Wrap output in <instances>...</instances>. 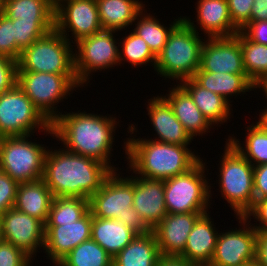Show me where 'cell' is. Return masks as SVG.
<instances>
[{"label": "cell", "mask_w": 267, "mask_h": 266, "mask_svg": "<svg viewBox=\"0 0 267 266\" xmlns=\"http://www.w3.org/2000/svg\"><path fill=\"white\" fill-rule=\"evenodd\" d=\"M161 256L153 231L141 230L112 262L113 266H157Z\"/></svg>", "instance_id": "25"}, {"label": "cell", "mask_w": 267, "mask_h": 266, "mask_svg": "<svg viewBox=\"0 0 267 266\" xmlns=\"http://www.w3.org/2000/svg\"><path fill=\"white\" fill-rule=\"evenodd\" d=\"M169 92L167 97L163 96V98L169 103L174 115L182 123L190 137L193 139L198 134L199 136H202L203 133L206 134L205 132L212 125L194 104L188 92L179 84Z\"/></svg>", "instance_id": "24"}, {"label": "cell", "mask_w": 267, "mask_h": 266, "mask_svg": "<svg viewBox=\"0 0 267 266\" xmlns=\"http://www.w3.org/2000/svg\"><path fill=\"white\" fill-rule=\"evenodd\" d=\"M53 194L41 179L18 185L14 208L30 216L47 222Z\"/></svg>", "instance_id": "26"}, {"label": "cell", "mask_w": 267, "mask_h": 266, "mask_svg": "<svg viewBox=\"0 0 267 266\" xmlns=\"http://www.w3.org/2000/svg\"><path fill=\"white\" fill-rule=\"evenodd\" d=\"M220 160L219 188L237 217H245L255 202L254 166L229 142Z\"/></svg>", "instance_id": "5"}, {"label": "cell", "mask_w": 267, "mask_h": 266, "mask_svg": "<svg viewBox=\"0 0 267 266\" xmlns=\"http://www.w3.org/2000/svg\"><path fill=\"white\" fill-rule=\"evenodd\" d=\"M34 128L54 136L51 123L16 83L0 94V137L30 135Z\"/></svg>", "instance_id": "10"}, {"label": "cell", "mask_w": 267, "mask_h": 266, "mask_svg": "<svg viewBox=\"0 0 267 266\" xmlns=\"http://www.w3.org/2000/svg\"><path fill=\"white\" fill-rule=\"evenodd\" d=\"M140 13L136 19L137 23L136 28L133 29V32L148 44L151 51L157 56L163 49L166 44L168 37L171 31L183 20V18H178L173 21L169 28L161 25L159 20L154 18L152 15H145ZM142 16V17H141ZM140 17V19L138 18ZM142 18V19H141Z\"/></svg>", "instance_id": "34"}, {"label": "cell", "mask_w": 267, "mask_h": 266, "mask_svg": "<svg viewBox=\"0 0 267 266\" xmlns=\"http://www.w3.org/2000/svg\"><path fill=\"white\" fill-rule=\"evenodd\" d=\"M157 266H198V264L190 262L180 256H161Z\"/></svg>", "instance_id": "48"}, {"label": "cell", "mask_w": 267, "mask_h": 266, "mask_svg": "<svg viewBox=\"0 0 267 266\" xmlns=\"http://www.w3.org/2000/svg\"><path fill=\"white\" fill-rule=\"evenodd\" d=\"M195 26L189 18L183 17L157 55L155 71L165 79L172 78L180 82L192 78L199 69L204 42Z\"/></svg>", "instance_id": "4"}, {"label": "cell", "mask_w": 267, "mask_h": 266, "mask_svg": "<svg viewBox=\"0 0 267 266\" xmlns=\"http://www.w3.org/2000/svg\"><path fill=\"white\" fill-rule=\"evenodd\" d=\"M55 266H113V262L103 247L89 239L76 246Z\"/></svg>", "instance_id": "35"}, {"label": "cell", "mask_w": 267, "mask_h": 266, "mask_svg": "<svg viewBox=\"0 0 267 266\" xmlns=\"http://www.w3.org/2000/svg\"><path fill=\"white\" fill-rule=\"evenodd\" d=\"M17 83V61L0 55V94Z\"/></svg>", "instance_id": "42"}, {"label": "cell", "mask_w": 267, "mask_h": 266, "mask_svg": "<svg viewBox=\"0 0 267 266\" xmlns=\"http://www.w3.org/2000/svg\"><path fill=\"white\" fill-rule=\"evenodd\" d=\"M267 20V0H254L250 13V21Z\"/></svg>", "instance_id": "47"}, {"label": "cell", "mask_w": 267, "mask_h": 266, "mask_svg": "<svg viewBox=\"0 0 267 266\" xmlns=\"http://www.w3.org/2000/svg\"><path fill=\"white\" fill-rule=\"evenodd\" d=\"M242 266H258V264L256 263V261H254V262H250L245 265H242Z\"/></svg>", "instance_id": "51"}, {"label": "cell", "mask_w": 267, "mask_h": 266, "mask_svg": "<svg viewBox=\"0 0 267 266\" xmlns=\"http://www.w3.org/2000/svg\"><path fill=\"white\" fill-rule=\"evenodd\" d=\"M134 184L133 212L142 230H152L167 215L164 181L135 176L127 177Z\"/></svg>", "instance_id": "16"}, {"label": "cell", "mask_w": 267, "mask_h": 266, "mask_svg": "<svg viewBox=\"0 0 267 266\" xmlns=\"http://www.w3.org/2000/svg\"><path fill=\"white\" fill-rule=\"evenodd\" d=\"M197 23L208 38L230 37L239 30L233 25L227 0H199Z\"/></svg>", "instance_id": "23"}, {"label": "cell", "mask_w": 267, "mask_h": 266, "mask_svg": "<svg viewBox=\"0 0 267 266\" xmlns=\"http://www.w3.org/2000/svg\"><path fill=\"white\" fill-rule=\"evenodd\" d=\"M233 25L240 31L250 22L254 0H227Z\"/></svg>", "instance_id": "40"}, {"label": "cell", "mask_w": 267, "mask_h": 266, "mask_svg": "<svg viewBox=\"0 0 267 266\" xmlns=\"http://www.w3.org/2000/svg\"><path fill=\"white\" fill-rule=\"evenodd\" d=\"M250 216H253L260 223L259 226L252 227L258 233H267V198L259 199L254 202L251 210L245 215L247 219H251Z\"/></svg>", "instance_id": "44"}, {"label": "cell", "mask_w": 267, "mask_h": 266, "mask_svg": "<svg viewBox=\"0 0 267 266\" xmlns=\"http://www.w3.org/2000/svg\"><path fill=\"white\" fill-rule=\"evenodd\" d=\"M209 217L206 212L197 219L180 257L198 265L210 264L219 233L213 227Z\"/></svg>", "instance_id": "22"}, {"label": "cell", "mask_w": 267, "mask_h": 266, "mask_svg": "<svg viewBox=\"0 0 267 266\" xmlns=\"http://www.w3.org/2000/svg\"><path fill=\"white\" fill-rule=\"evenodd\" d=\"M18 183L0 170V217L9 208H13Z\"/></svg>", "instance_id": "41"}, {"label": "cell", "mask_w": 267, "mask_h": 266, "mask_svg": "<svg viewBox=\"0 0 267 266\" xmlns=\"http://www.w3.org/2000/svg\"><path fill=\"white\" fill-rule=\"evenodd\" d=\"M148 115L158 138L155 141L176 145H188L191 137L176 118L169 103L161 96L148 102Z\"/></svg>", "instance_id": "20"}, {"label": "cell", "mask_w": 267, "mask_h": 266, "mask_svg": "<svg viewBox=\"0 0 267 266\" xmlns=\"http://www.w3.org/2000/svg\"><path fill=\"white\" fill-rule=\"evenodd\" d=\"M200 86L213 93L221 95L228 102L232 94H243L251 91L256 86L249 80L246 74L196 72L192 77Z\"/></svg>", "instance_id": "29"}, {"label": "cell", "mask_w": 267, "mask_h": 266, "mask_svg": "<svg viewBox=\"0 0 267 266\" xmlns=\"http://www.w3.org/2000/svg\"><path fill=\"white\" fill-rule=\"evenodd\" d=\"M125 154L129 168L141 177L166 180L193 168L201 159L190 151L188 145H176L151 139L128 138Z\"/></svg>", "instance_id": "3"}, {"label": "cell", "mask_w": 267, "mask_h": 266, "mask_svg": "<svg viewBox=\"0 0 267 266\" xmlns=\"http://www.w3.org/2000/svg\"><path fill=\"white\" fill-rule=\"evenodd\" d=\"M139 0H96L99 19L103 30H121L135 22L143 12Z\"/></svg>", "instance_id": "28"}, {"label": "cell", "mask_w": 267, "mask_h": 266, "mask_svg": "<svg viewBox=\"0 0 267 266\" xmlns=\"http://www.w3.org/2000/svg\"><path fill=\"white\" fill-rule=\"evenodd\" d=\"M112 172L101 188L89 198L92 216L116 219L129 226H139L133 212L134 184Z\"/></svg>", "instance_id": "11"}, {"label": "cell", "mask_w": 267, "mask_h": 266, "mask_svg": "<svg viewBox=\"0 0 267 266\" xmlns=\"http://www.w3.org/2000/svg\"><path fill=\"white\" fill-rule=\"evenodd\" d=\"M12 21L16 42V61L24 49L55 29V22H26L20 19H12Z\"/></svg>", "instance_id": "36"}, {"label": "cell", "mask_w": 267, "mask_h": 266, "mask_svg": "<svg viewBox=\"0 0 267 266\" xmlns=\"http://www.w3.org/2000/svg\"><path fill=\"white\" fill-rule=\"evenodd\" d=\"M206 212L167 213L153 229L161 255L179 256L197 219Z\"/></svg>", "instance_id": "19"}, {"label": "cell", "mask_w": 267, "mask_h": 266, "mask_svg": "<svg viewBox=\"0 0 267 266\" xmlns=\"http://www.w3.org/2000/svg\"><path fill=\"white\" fill-rule=\"evenodd\" d=\"M30 136L0 137V170L18 184L35 182L43 177L48 150L28 141Z\"/></svg>", "instance_id": "7"}, {"label": "cell", "mask_w": 267, "mask_h": 266, "mask_svg": "<svg viewBox=\"0 0 267 266\" xmlns=\"http://www.w3.org/2000/svg\"><path fill=\"white\" fill-rule=\"evenodd\" d=\"M115 30H102L75 43L74 70L78 82L83 86L91 71L105 70L119 63V50L113 34Z\"/></svg>", "instance_id": "12"}, {"label": "cell", "mask_w": 267, "mask_h": 266, "mask_svg": "<svg viewBox=\"0 0 267 266\" xmlns=\"http://www.w3.org/2000/svg\"><path fill=\"white\" fill-rule=\"evenodd\" d=\"M30 262L31 258L10 242L0 243V266H30Z\"/></svg>", "instance_id": "39"}, {"label": "cell", "mask_w": 267, "mask_h": 266, "mask_svg": "<svg viewBox=\"0 0 267 266\" xmlns=\"http://www.w3.org/2000/svg\"><path fill=\"white\" fill-rule=\"evenodd\" d=\"M256 263L258 266H267V233H258Z\"/></svg>", "instance_id": "46"}, {"label": "cell", "mask_w": 267, "mask_h": 266, "mask_svg": "<svg viewBox=\"0 0 267 266\" xmlns=\"http://www.w3.org/2000/svg\"><path fill=\"white\" fill-rule=\"evenodd\" d=\"M0 55L16 61L13 21L0 11Z\"/></svg>", "instance_id": "38"}, {"label": "cell", "mask_w": 267, "mask_h": 266, "mask_svg": "<svg viewBox=\"0 0 267 266\" xmlns=\"http://www.w3.org/2000/svg\"><path fill=\"white\" fill-rule=\"evenodd\" d=\"M71 42L56 29L21 52L17 71L75 75Z\"/></svg>", "instance_id": "6"}, {"label": "cell", "mask_w": 267, "mask_h": 266, "mask_svg": "<svg viewBox=\"0 0 267 266\" xmlns=\"http://www.w3.org/2000/svg\"><path fill=\"white\" fill-rule=\"evenodd\" d=\"M0 11L10 19L26 22H55L53 0H3Z\"/></svg>", "instance_id": "30"}, {"label": "cell", "mask_w": 267, "mask_h": 266, "mask_svg": "<svg viewBox=\"0 0 267 266\" xmlns=\"http://www.w3.org/2000/svg\"><path fill=\"white\" fill-rule=\"evenodd\" d=\"M238 219L244 228L218 234L209 266H242L256 261L258 232L247 223L246 217Z\"/></svg>", "instance_id": "14"}, {"label": "cell", "mask_w": 267, "mask_h": 266, "mask_svg": "<svg viewBox=\"0 0 267 266\" xmlns=\"http://www.w3.org/2000/svg\"><path fill=\"white\" fill-rule=\"evenodd\" d=\"M253 185L255 201L267 198V163L254 166Z\"/></svg>", "instance_id": "45"}, {"label": "cell", "mask_w": 267, "mask_h": 266, "mask_svg": "<svg viewBox=\"0 0 267 266\" xmlns=\"http://www.w3.org/2000/svg\"><path fill=\"white\" fill-rule=\"evenodd\" d=\"M55 29L68 40L66 31L70 29L76 43L102 31L96 0H58L55 3Z\"/></svg>", "instance_id": "13"}, {"label": "cell", "mask_w": 267, "mask_h": 266, "mask_svg": "<svg viewBox=\"0 0 267 266\" xmlns=\"http://www.w3.org/2000/svg\"><path fill=\"white\" fill-rule=\"evenodd\" d=\"M89 212V199L82 197H54L45 226L74 223Z\"/></svg>", "instance_id": "32"}, {"label": "cell", "mask_w": 267, "mask_h": 266, "mask_svg": "<svg viewBox=\"0 0 267 266\" xmlns=\"http://www.w3.org/2000/svg\"><path fill=\"white\" fill-rule=\"evenodd\" d=\"M207 39L203 43L200 67L196 72L246 74L240 46V31L230 37Z\"/></svg>", "instance_id": "17"}, {"label": "cell", "mask_w": 267, "mask_h": 266, "mask_svg": "<svg viewBox=\"0 0 267 266\" xmlns=\"http://www.w3.org/2000/svg\"><path fill=\"white\" fill-rule=\"evenodd\" d=\"M240 46L246 75L257 86L262 80L267 78V45L250 41L240 31Z\"/></svg>", "instance_id": "33"}, {"label": "cell", "mask_w": 267, "mask_h": 266, "mask_svg": "<svg viewBox=\"0 0 267 266\" xmlns=\"http://www.w3.org/2000/svg\"><path fill=\"white\" fill-rule=\"evenodd\" d=\"M247 130L245 147H242L240 141L233 137H230L228 141L253 166L267 163V127L259 119L256 125L248 126Z\"/></svg>", "instance_id": "31"}, {"label": "cell", "mask_w": 267, "mask_h": 266, "mask_svg": "<svg viewBox=\"0 0 267 266\" xmlns=\"http://www.w3.org/2000/svg\"><path fill=\"white\" fill-rule=\"evenodd\" d=\"M179 84L188 92L194 104L211 125L225 123L227 118H230L231 104L221 95L200 86L193 78L183 80Z\"/></svg>", "instance_id": "27"}, {"label": "cell", "mask_w": 267, "mask_h": 266, "mask_svg": "<svg viewBox=\"0 0 267 266\" xmlns=\"http://www.w3.org/2000/svg\"><path fill=\"white\" fill-rule=\"evenodd\" d=\"M112 171L103 163L61 150H48L42 180L54 197L89 199Z\"/></svg>", "instance_id": "1"}, {"label": "cell", "mask_w": 267, "mask_h": 266, "mask_svg": "<svg viewBox=\"0 0 267 266\" xmlns=\"http://www.w3.org/2000/svg\"><path fill=\"white\" fill-rule=\"evenodd\" d=\"M17 85L51 124L60 115L54 105L81 86L76 75L29 71H17Z\"/></svg>", "instance_id": "8"}, {"label": "cell", "mask_w": 267, "mask_h": 266, "mask_svg": "<svg viewBox=\"0 0 267 266\" xmlns=\"http://www.w3.org/2000/svg\"><path fill=\"white\" fill-rule=\"evenodd\" d=\"M203 163L201 159L186 173L164 180L167 213L207 212L211 190Z\"/></svg>", "instance_id": "9"}, {"label": "cell", "mask_w": 267, "mask_h": 266, "mask_svg": "<svg viewBox=\"0 0 267 266\" xmlns=\"http://www.w3.org/2000/svg\"><path fill=\"white\" fill-rule=\"evenodd\" d=\"M115 122L112 117L72 112L60 113L51 126L66 151L95 159L114 172L116 168L109 165V157L115 138Z\"/></svg>", "instance_id": "2"}, {"label": "cell", "mask_w": 267, "mask_h": 266, "mask_svg": "<svg viewBox=\"0 0 267 266\" xmlns=\"http://www.w3.org/2000/svg\"><path fill=\"white\" fill-rule=\"evenodd\" d=\"M250 41L267 45V20L250 21L240 30Z\"/></svg>", "instance_id": "43"}, {"label": "cell", "mask_w": 267, "mask_h": 266, "mask_svg": "<svg viewBox=\"0 0 267 266\" xmlns=\"http://www.w3.org/2000/svg\"><path fill=\"white\" fill-rule=\"evenodd\" d=\"M91 224L92 214L89 211L74 223L45 226L44 249L52 263L57 265L76 246L91 239Z\"/></svg>", "instance_id": "18"}, {"label": "cell", "mask_w": 267, "mask_h": 266, "mask_svg": "<svg viewBox=\"0 0 267 266\" xmlns=\"http://www.w3.org/2000/svg\"><path fill=\"white\" fill-rule=\"evenodd\" d=\"M4 240L3 238V233H2V230H1V223H0V243Z\"/></svg>", "instance_id": "52"}, {"label": "cell", "mask_w": 267, "mask_h": 266, "mask_svg": "<svg viewBox=\"0 0 267 266\" xmlns=\"http://www.w3.org/2000/svg\"><path fill=\"white\" fill-rule=\"evenodd\" d=\"M260 120L265 124V126L267 127V112H262L260 114Z\"/></svg>", "instance_id": "50"}, {"label": "cell", "mask_w": 267, "mask_h": 266, "mask_svg": "<svg viewBox=\"0 0 267 266\" xmlns=\"http://www.w3.org/2000/svg\"><path fill=\"white\" fill-rule=\"evenodd\" d=\"M119 44H122L121 47H123L122 52L121 50L119 51V62L125 60L130 62L134 67L144 65V63L154 62L153 65L155 68L157 56L151 51L143 38L139 37L134 32H131L123 39V42H119ZM122 53H124V56Z\"/></svg>", "instance_id": "37"}, {"label": "cell", "mask_w": 267, "mask_h": 266, "mask_svg": "<svg viewBox=\"0 0 267 266\" xmlns=\"http://www.w3.org/2000/svg\"><path fill=\"white\" fill-rule=\"evenodd\" d=\"M256 88H262L263 92H265L264 94L266 95V99H267V78L262 80L257 86ZM263 112H267V109L263 110Z\"/></svg>", "instance_id": "49"}, {"label": "cell", "mask_w": 267, "mask_h": 266, "mask_svg": "<svg viewBox=\"0 0 267 266\" xmlns=\"http://www.w3.org/2000/svg\"><path fill=\"white\" fill-rule=\"evenodd\" d=\"M142 229L129 226L116 219L92 216L91 239L114 258L137 236Z\"/></svg>", "instance_id": "21"}, {"label": "cell", "mask_w": 267, "mask_h": 266, "mask_svg": "<svg viewBox=\"0 0 267 266\" xmlns=\"http://www.w3.org/2000/svg\"><path fill=\"white\" fill-rule=\"evenodd\" d=\"M1 230L5 241L23 251L31 259L38 247L44 248L45 224L24 212L9 208L0 217Z\"/></svg>", "instance_id": "15"}]
</instances>
